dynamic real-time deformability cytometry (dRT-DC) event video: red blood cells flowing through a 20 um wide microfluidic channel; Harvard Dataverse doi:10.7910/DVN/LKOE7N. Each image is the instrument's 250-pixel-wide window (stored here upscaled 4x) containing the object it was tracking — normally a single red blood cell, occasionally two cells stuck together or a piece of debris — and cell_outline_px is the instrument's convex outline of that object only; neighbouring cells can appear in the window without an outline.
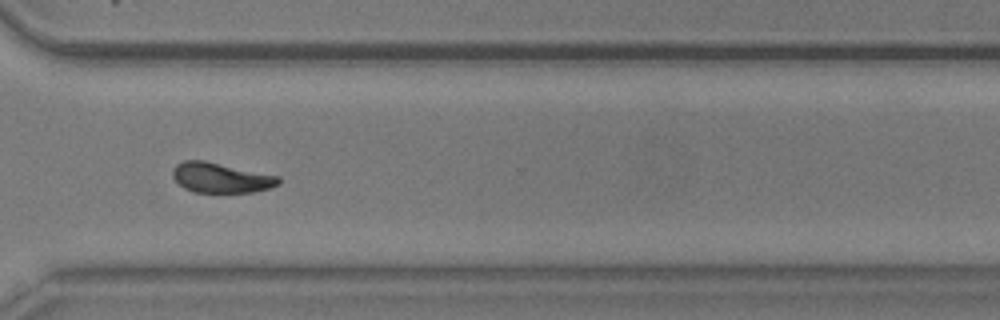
{"species": "common noctule bat (a hibernating species)", "species_latin": "Nyctalus noctula", "temperature_condition": "warm", "stored_images_in_passage": 37, "camera_frame_rate_fps": 3000, "um_per_image_px": 0.085, "animal": {"sex": "male", "body_mass_g": 20.5, "forearm_length_mm": 52.5}, "frame": {"image": 1, "passage_image": 27, "time_ms": 8.667, "image_size_px": [1000, 320], "cell_outline_px": [[280, 184], [268, 188], [252, 192], [192, 192], [184, 188], [172, 176], [172, 168], [176, 164], [184, 160], [204, 160], [280, 176]], "centroid_in_image_um": [18.76, 15.1], "position_along_channel_um": 351.8, "area_um2": 18.55}, "authors_computed_cell_mechanics": {"area_um2": 18.5538, "velocity_mm_per_s": 3.6084, "shape_relaxation_time_tau1_ms": 3.6846, "shape_relaxation_time_tau2_ms": 3.7458, "deformation_change_tau1": 0.1418, "deformation_change_tau2": 0.1105}}